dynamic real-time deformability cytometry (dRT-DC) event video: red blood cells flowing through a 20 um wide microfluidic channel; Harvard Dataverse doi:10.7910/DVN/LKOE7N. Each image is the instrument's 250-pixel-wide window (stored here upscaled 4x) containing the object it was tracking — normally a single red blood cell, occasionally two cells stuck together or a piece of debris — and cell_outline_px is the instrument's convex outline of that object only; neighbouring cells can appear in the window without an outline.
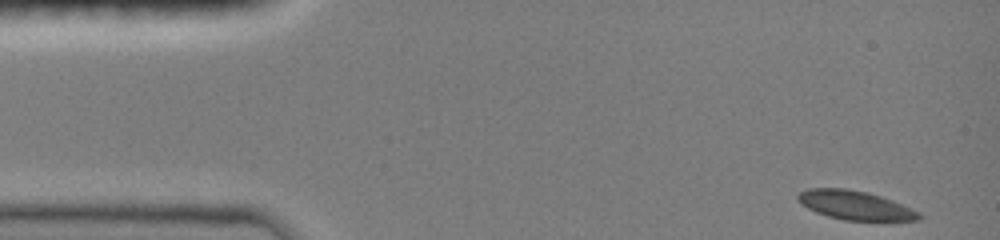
{"species": "common noctule bat (a hibernating species)", "species_latin": "Nyctalus noctula", "temperature_condition": "room temperature", "stored_images_in_passage": 6, "camera_frame_rate_fps": 3000, "um_per_image_px": 0.085, "animal": {"sex": "female", "body_mass_g": 19.0, "forearm_length_mm": 51.5}, "frame": {"image": 1, "passage_image": 1, "time_ms": 0.0, "image_size_px": [1000, 240], "cell_outline_px": [[924, 216], [920, 220], [844, 220], [828, 216], [816, 212], [800, 204], [796, 200], [796, 196], [800, 192], [808, 188], [848, 188], [868, 192], [892, 200], [912, 208], [920, 212]], "centroid_in_image_um": [72.68, 17.43], "position_along_channel_um": 12.3, "area_um2": 20.58}}
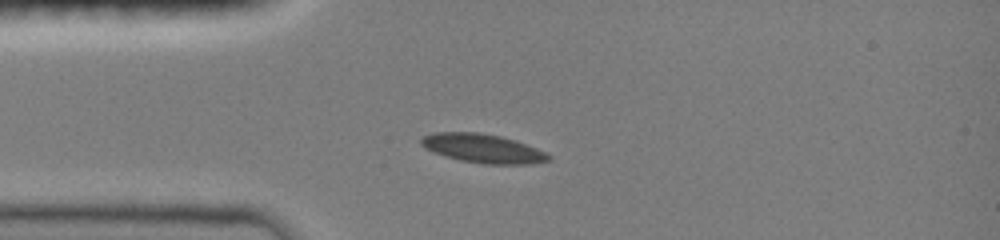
{"frame": {"image": 2, "passage_image": 5, "time_ms": 3.0, "image_size_px": [1000, 240], "cell_outline_px": [[552, 160], [532, 164], [484, 164], [460, 160], [444, 156], [424, 148], [420, 144], [420, 140], [424, 136], [432, 132], [480, 132], [500, 136], [516, 140], [548, 152], [552, 156]], "centroid_in_image_um": [41.08, 12.62], "position_along_channel_um": 43.9, "area_um2": 21.79}}